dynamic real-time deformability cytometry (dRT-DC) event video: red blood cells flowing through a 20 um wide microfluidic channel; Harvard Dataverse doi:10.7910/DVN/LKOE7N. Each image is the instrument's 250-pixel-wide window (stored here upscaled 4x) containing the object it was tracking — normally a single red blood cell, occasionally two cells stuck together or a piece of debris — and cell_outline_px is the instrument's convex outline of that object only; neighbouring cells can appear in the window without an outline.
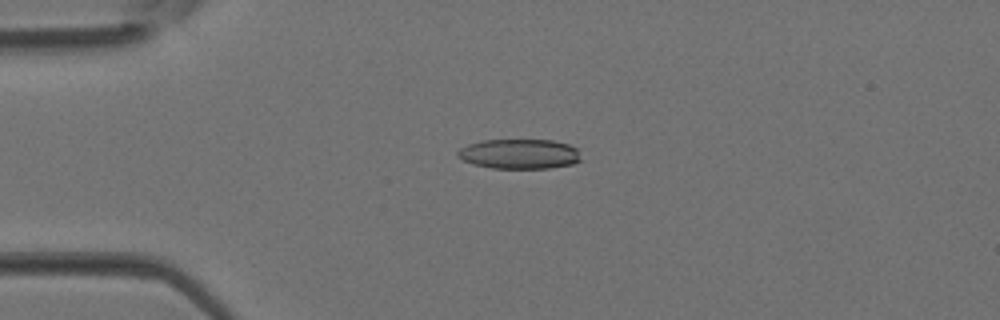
{"species": "Egyptian fruit bat (a non-hibernating species)", "species_latin": "Rousettus aegyptiacus", "temperature_condition": "room temperature", "stored_images_in_passage": 4, "camera_frame_rate_fps": 3000, "um_per_image_px": 0.085, "animal": {"sex": "female"}, "frame": {"image": 1, "passage_image": 3, "time_ms": 0.667, "image_size_px": [1000, 320], "cell_outline_px": [[580, 160], [572, 164], [548, 168], [492, 168], [476, 164], [464, 160], [456, 156], [456, 152], [460, 148], [468, 144], [484, 140], [552, 140], [568, 144], [576, 148]], "centroid_in_image_um": [44.13, 13.08], "position_along_channel_um": 40.9, "area_um2": 21.21}}